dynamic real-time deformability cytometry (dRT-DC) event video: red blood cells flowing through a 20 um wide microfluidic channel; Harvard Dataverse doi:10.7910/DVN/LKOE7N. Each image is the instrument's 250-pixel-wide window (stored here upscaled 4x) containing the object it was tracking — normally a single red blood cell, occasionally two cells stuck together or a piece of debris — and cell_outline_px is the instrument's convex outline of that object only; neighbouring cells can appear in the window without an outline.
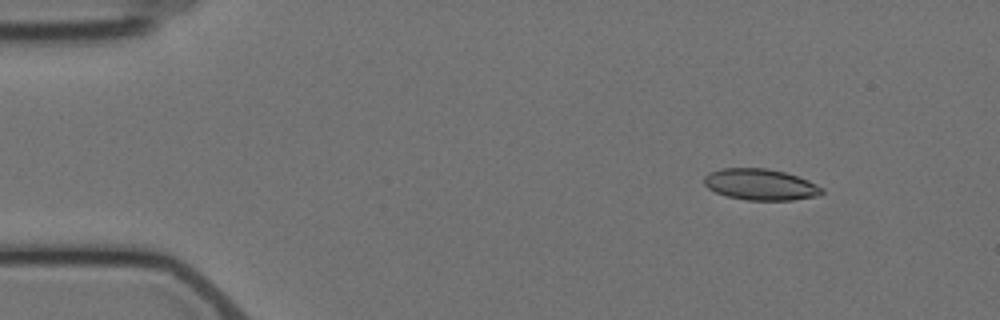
{"species": "Egyptian fruit bat (a non-hibernating species)", "species_latin": "Rousettus aegyptiacus", "temperature_condition": "cold", "stored_images_in_passage": 4, "camera_frame_rate_fps": 3000, "um_per_image_px": 0.085, "animal": {"sex": "female"}, "frame": {"image": 1, "passage_image": 1, "time_ms": 0.0, "image_size_px": [1000, 320], "cell_outline_px": [[824, 192], [820, 196], [792, 200], [748, 200], [728, 196], [716, 192], [708, 188], [704, 184], [704, 176], [720, 168], [768, 168], [784, 172], [808, 180], [824, 188]], "centroid_in_image_um": [64.67, 15.68], "position_along_channel_um": 20.3, "area_um2": 21.44}}
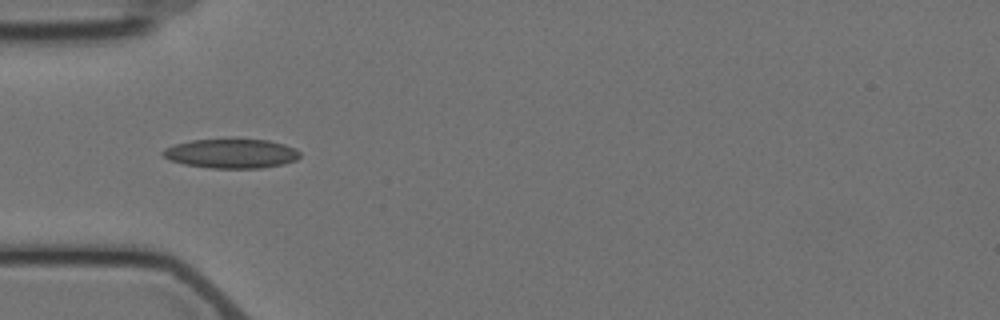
{"frame": {"image": 2, "passage_image": 4, "time_ms": 3.667, "image_size_px": [1000, 320], "cell_outline_px": [[300, 156], [296, 160], [284, 164], [260, 168], [212, 168], [184, 164], [172, 160], [164, 156], [160, 152], [164, 148], [176, 144], [192, 140], [236, 136], [268, 140], [284, 144], [296, 148], [300, 152]], "centroid_in_image_um": [19.69, 13.0], "position_along_channel_um": 65.3, "area_um2": 24.28}}